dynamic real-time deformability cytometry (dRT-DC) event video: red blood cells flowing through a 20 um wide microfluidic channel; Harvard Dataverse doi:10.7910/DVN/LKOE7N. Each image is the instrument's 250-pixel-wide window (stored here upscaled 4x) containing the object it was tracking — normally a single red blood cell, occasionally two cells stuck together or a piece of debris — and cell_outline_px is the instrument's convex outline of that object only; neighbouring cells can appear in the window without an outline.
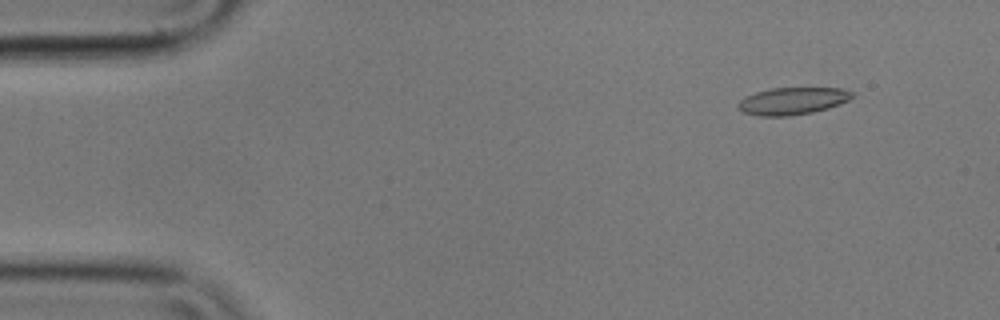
{"species": "common noctule bat (a hibernating species)", "species_latin": "Nyctalus noctula", "temperature_condition": "cold", "stored_images_in_passage": 5, "camera_frame_rate_fps": 3000, "um_per_image_px": 0.085, "animal": {"sex": "male", "body_mass_g": 17.9}, "frame": {"image": 1, "passage_image": 1, "time_ms": 0.0, "image_size_px": [1000, 320], "cell_outline_px": [[852, 96], [848, 100], [840, 104], [828, 108], [812, 112], [788, 116], [760, 116], [744, 112], [736, 108], [736, 104], [740, 100], [756, 92], [772, 88], [840, 88], [852, 92]], "centroid_in_image_um": [67.33, 8.59], "position_along_channel_um": 17.7, "area_um2": 17.92}}
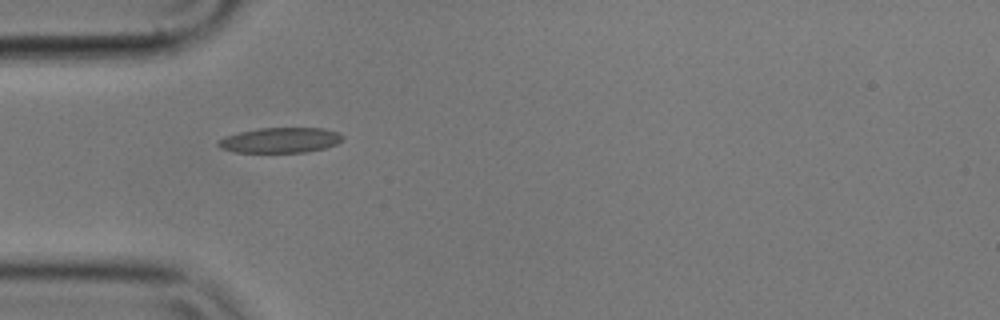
{"frame": {"image": 2, "passage_image": 4, "time_ms": 1.0, "image_size_px": [1000, 320], "cell_outline_px": [[344, 140], [336, 144], [324, 148], [304, 152], [236, 152], [220, 148], [216, 144], [216, 140], [224, 136], [240, 132], [260, 128], [324, 128], [340, 132], [344, 136]], "centroid_in_image_um": [23.83, 11.91], "position_along_channel_um": 61.2, "area_um2": 18.44}}
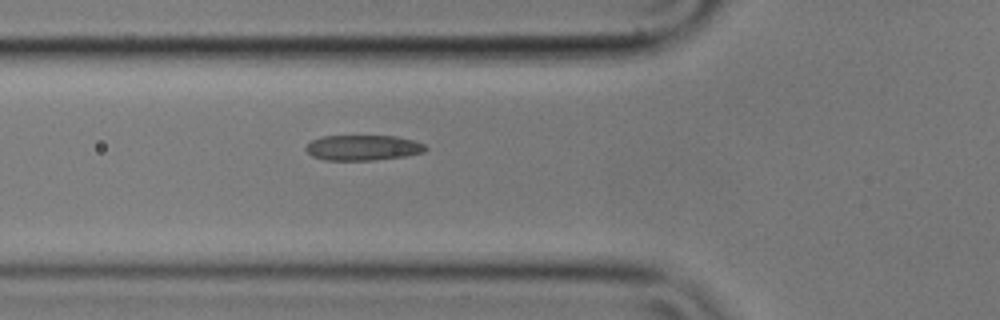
{"frame": {"image": 3, "passage_image": 5, "time_ms": 1.333, "image_size_px": [1000, 320], "cell_outline_px": [[428, 148], [424, 152], [404, 156], [372, 160], [324, 160], [312, 156], [304, 148], [312, 140], [320, 136], [396, 136], [412, 140], [424, 144]], "centroid_in_image_um": [30.83, 12.55], "position_along_channel_um": 95.0, "area_um2": 17.63}}